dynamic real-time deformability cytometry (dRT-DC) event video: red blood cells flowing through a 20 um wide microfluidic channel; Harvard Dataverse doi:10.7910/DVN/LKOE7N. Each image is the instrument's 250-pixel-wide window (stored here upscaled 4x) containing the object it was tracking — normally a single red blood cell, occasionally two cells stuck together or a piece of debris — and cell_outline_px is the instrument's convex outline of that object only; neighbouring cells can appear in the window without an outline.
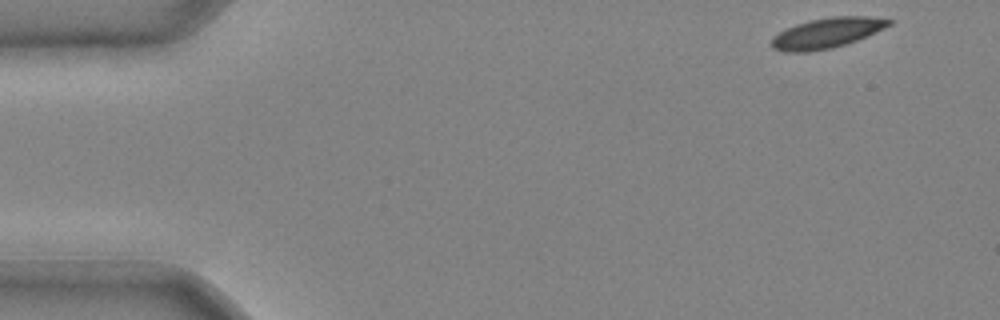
{"species": "common noctule bat (a hibernating species)", "species_latin": "Nyctalus noctula", "temperature_condition": "cold", "stored_images_in_passage": 11, "camera_frame_rate_fps": 3000, "um_per_image_px": 0.085, "animal": {"sex": "male", "body_mass_g": 20.4}, "frame": {"image": 1, "passage_image": 1, "time_ms": 0.0, "image_size_px": [1000, 320], "cell_outline_px": [[892, 24], [876, 32], [856, 40], [832, 48], [808, 52], [784, 52], [772, 48], [768, 44], [772, 36], [796, 24], [808, 20], [832, 16], [868, 16], [892, 20]], "centroid_in_image_um": [70.23, 2.81], "position_along_channel_um": 14.8, "area_um2": 20.75}}
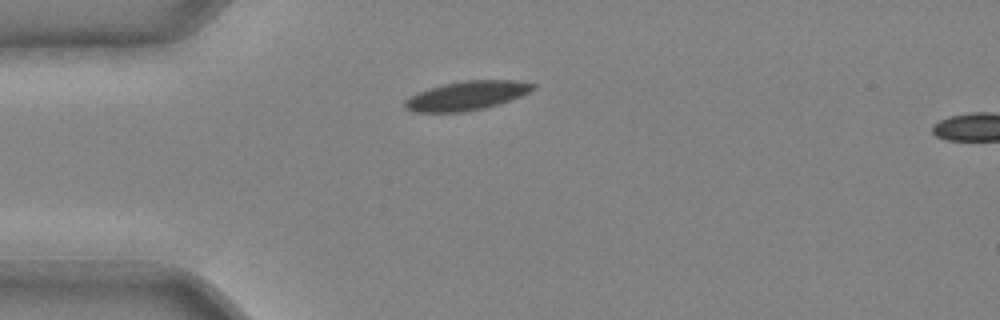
{"frame": {"image": 2, "passage_image": 9, "time_ms": 2.667, "image_size_px": [1000, 320], "cell_outline_px": [[536, 88], [520, 96], [484, 108], [464, 112], [412, 112], [404, 108], [404, 100], [428, 88], [444, 84], [464, 80], [520, 80], [536, 84]], "centroid_in_image_um": [39.67, 8.12], "position_along_channel_um": 45.3, "area_um2": 21.56}}